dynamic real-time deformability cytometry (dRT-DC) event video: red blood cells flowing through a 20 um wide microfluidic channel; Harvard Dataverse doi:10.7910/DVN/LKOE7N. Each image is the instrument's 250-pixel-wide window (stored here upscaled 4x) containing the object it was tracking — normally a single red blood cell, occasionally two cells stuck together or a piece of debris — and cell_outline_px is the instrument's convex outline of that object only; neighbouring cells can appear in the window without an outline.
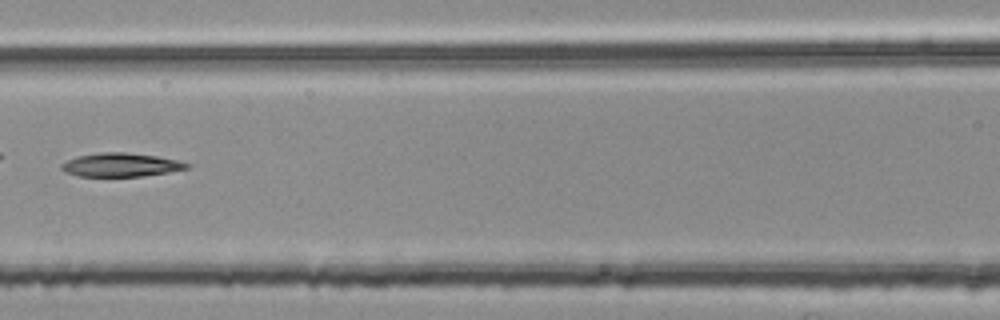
{"species": "common noctule bat (a hibernating species)", "species_latin": "Nyctalus noctula", "temperature_condition": "room temperature", "stored_images_in_passage": 6, "camera_frame_rate_fps": 3000, "um_per_image_px": 0.085, "animal": {"sex": "female", "body_mass_g": 25.1}, "frame": {"image": 1, "passage_image": 6, "time_ms": 1.667, "image_size_px": [1000, 320], "cell_outline_px": [[192, 164], [188, 168], [168, 172], [144, 176], [80, 176], [64, 172], [60, 168], [60, 164], [76, 156], [100, 152], [128, 152], [156, 156], [176, 160]], "centroid_in_image_um": [10.25, 14.01], "position_along_channel_um": 156.4, "area_um2": 17.28}}